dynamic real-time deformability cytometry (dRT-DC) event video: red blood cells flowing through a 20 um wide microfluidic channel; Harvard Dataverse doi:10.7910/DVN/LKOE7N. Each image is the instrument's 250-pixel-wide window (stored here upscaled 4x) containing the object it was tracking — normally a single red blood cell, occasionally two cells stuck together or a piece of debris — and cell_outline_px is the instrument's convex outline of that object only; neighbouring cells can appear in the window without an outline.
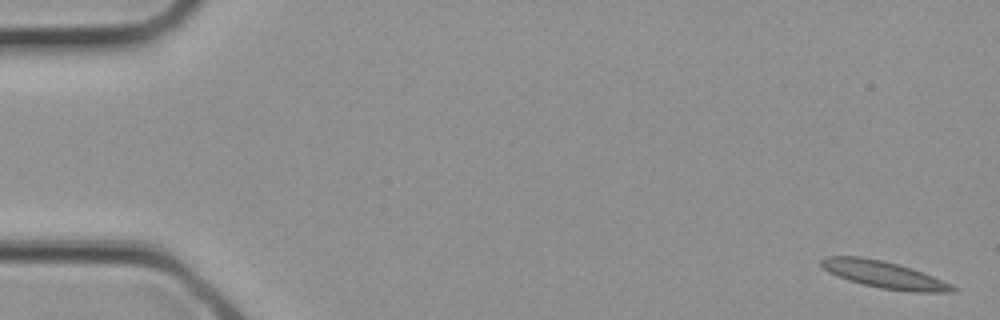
{"species": "common noctule bat (a hibernating species)", "species_latin": "Nyctalus noctula", "temperature_condition": "cold", "stored_images_in_passage": 3, "camera_frame_rate_fps": 3000, "um_per_image_px": 0.085, "animal": {"sex": "female", "body_mass_g": 21.9}, "frame": {"image": 1, "passage_image": 1, "time_ms": 0.0, "image_size_px": [1000, 320], "cell_outline_px": [[960, 288], [956, 292], [912, 292], [880, 288], [848, 280], [828, 272], [820, 264], [820, 260], [824, 256], [860, 256], [884, 260], [912, 268], [952, 284]], "centroid_in_image_um": [75.17, 23.34], "position_along_channel_um": 9.8, "area_um2": 20.81}}
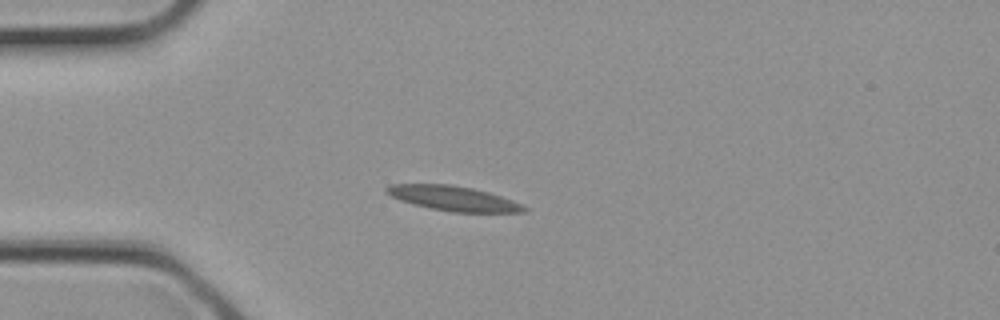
{"frame": {"image": 2, "passage_image": 3, "time_ms": 0.667, "image_size_px": [1000, 320], "cell_outline_px": [[528, 212], [452, 212], [412, 204], [400, 200], [384, 192], [384, 188], [388, 184], [452, 184], [472, 188], [488, 192], [512, 200], [528, 208]], "centroid_in_image_um": [38.5, 16.85], "position_along_channel_um": 46.5, "area_um2": 19.83}}